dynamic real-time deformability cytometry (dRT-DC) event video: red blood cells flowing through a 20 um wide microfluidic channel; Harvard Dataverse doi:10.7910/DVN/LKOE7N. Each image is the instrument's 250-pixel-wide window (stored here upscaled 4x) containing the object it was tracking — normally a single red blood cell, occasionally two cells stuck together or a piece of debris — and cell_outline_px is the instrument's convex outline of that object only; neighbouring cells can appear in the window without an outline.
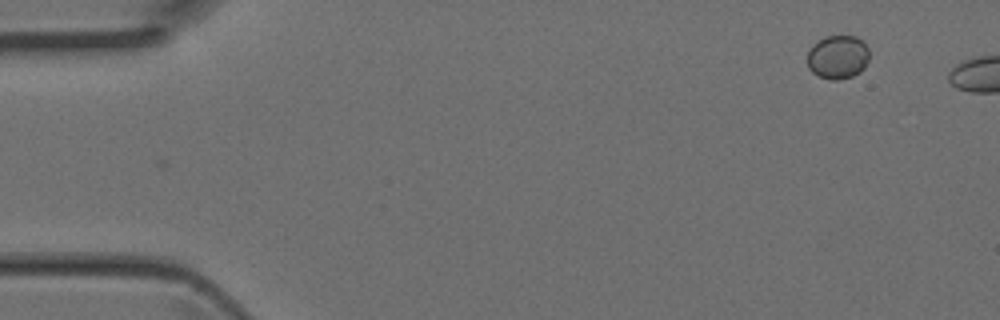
{"species": "Egyptian fruit bat (a non-hibernating species)", "species_latin": "Rousettus aegyptiacus", "temperature_condition": "room temperature", "stored_images_in_passage": 2, "camera_frame_rate_fps": 3000, "um_per_image_px": 0.085, "animal": {"sex": "female"}, "frame": {"image": 1, "passage_image": 2, "time_ms": 0.333, "image_size_px": [1000, 320], "cell_outline_px": [[868, 60], [864, 68], [860, 72], [852, 76], [836, 80], [832, 80], [820, 76], [812, 72], [808, 68], [808, 52], [812, 44], [824, 36], [856, 36], [868, 48]], "centroid_in_image_um": [71.2, 4.84], "position_along_channel_um": 13.8, "area_um2": 15.72}}